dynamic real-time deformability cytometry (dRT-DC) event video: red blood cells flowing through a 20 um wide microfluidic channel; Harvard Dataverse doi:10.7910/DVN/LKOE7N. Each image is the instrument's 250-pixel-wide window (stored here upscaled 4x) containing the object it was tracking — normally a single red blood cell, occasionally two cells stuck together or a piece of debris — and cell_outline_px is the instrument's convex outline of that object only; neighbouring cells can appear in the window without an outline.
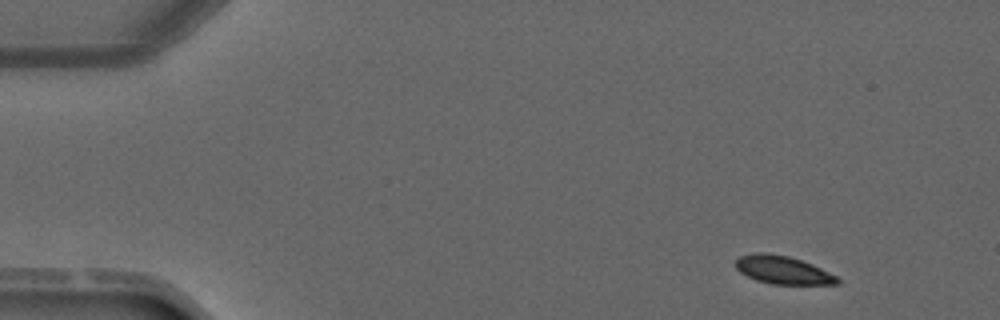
{"species": "common noctule bat (a hibernating species)", "species_latin": "Nyctalus noctula", "temperature_condition": "warm", "stored_images_in_passage": 3, "camera_frame_rate_fps": 3000, "um_per_image_px": 0.085, "animal": {"sex": "male", "forearm_length_mm": 52.5}, "frame": {"image": 1, "passage_image": 1, "time_ms": 0.0, "image_size_px": [1000, 320], "cell_outline_px": [[840, 284], [772, 284], [756, 280], [740, 272], [736, 268], [736, 260], [740, 256], [756, 252], [764, 252], [788, 256], [812, 264], [836, 276], [840, 280]], "centroid_in_image_um": [66.53, 22.95], "position_along_channel_um": 18.5, "area_um2": 16.47}}